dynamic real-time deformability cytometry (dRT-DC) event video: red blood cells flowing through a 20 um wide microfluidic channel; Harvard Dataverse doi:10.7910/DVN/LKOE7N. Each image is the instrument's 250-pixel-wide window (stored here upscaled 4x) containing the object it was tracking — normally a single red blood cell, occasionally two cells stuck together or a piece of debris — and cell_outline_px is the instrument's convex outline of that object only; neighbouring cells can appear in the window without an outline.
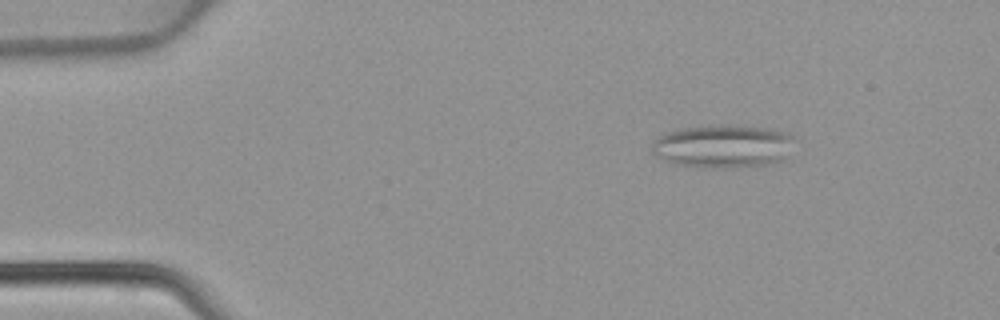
{"species": "common noctule bat (a hibernating species)", "species_latin": "Nyctalus noctula", "temperature_condition": "warm", "stored_images_in_passage": 46, "segment_of_instrument_passage": [1, 2], "camera_frame_rate_fps": 3000, "um_per_image_px": 0.085, "animal": {"sex": "female", "body_mass_g": 22.7, "forearm_length_mm": 54.2}, "frame": {"image": 1, "passage_image": 7, "time_ms": 2.0, "image_size_px": [1000, 320], "cell_outline_px": [[792, 140], [784, 160], [764, 164], [728, 168], [712, 168], [676, 164], [664, 160], [656, 156], [652, 152], [652, 144], [656, 136], [680, 128], [708, 124], [736, 124], [768, 128], [788, 132], [792, 136]], "centroid_in_image_um": [61.4, 12.4], "position_along_channel_um": 23.6, "area_um2": 36.18}}